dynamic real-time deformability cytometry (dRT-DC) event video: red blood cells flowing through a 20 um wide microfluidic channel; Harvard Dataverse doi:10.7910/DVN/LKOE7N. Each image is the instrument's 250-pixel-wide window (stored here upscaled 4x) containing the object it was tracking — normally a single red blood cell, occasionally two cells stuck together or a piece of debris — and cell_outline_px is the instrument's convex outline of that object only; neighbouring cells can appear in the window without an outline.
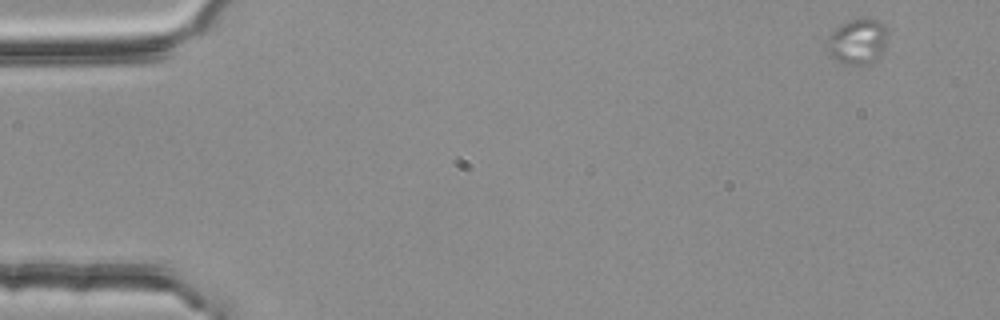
{"species": "common noctule bat (a hibernating species)", "species_latin": "Nyctalus noctula", "temperature_condition": "room temperature", "stored_images_in_passage": 16, "camera_frame_rate_fps": 3000, "um_per_image_px": 0.085, "animal": {"sex": "female", "body_mass_g": 25.1}, "frame": {"image": 1, "passage_image": 1, "time_ms": 0.0, "image_size_px": [1000, 320], "cell_outline_px": [[888, 32], [884, 48], [868, 64], [848, 64], [836, 60], [828, 56], [824, 48], [832, 32], [840, 24], [848, 20], [880, 20], [888, 28]], "centroid_in_image_um": [72.85, 3.52], "position_along_channel_um": 12.1, "area_um2": 15.9}}